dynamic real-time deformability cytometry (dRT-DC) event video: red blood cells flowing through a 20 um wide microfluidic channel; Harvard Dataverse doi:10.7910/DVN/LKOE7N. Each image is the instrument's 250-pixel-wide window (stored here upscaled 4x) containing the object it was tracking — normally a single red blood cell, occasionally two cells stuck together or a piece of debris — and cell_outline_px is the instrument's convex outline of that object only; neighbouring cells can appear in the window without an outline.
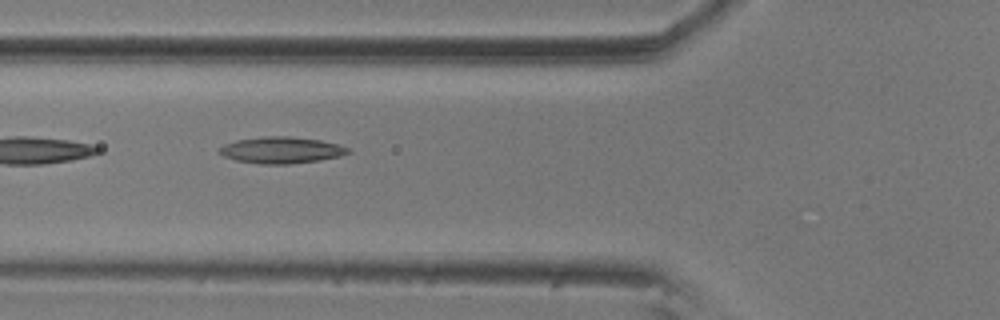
{"species": "common noctule bat (a hibernating species)", "species_latin": "Nyctalus noctula", "temperature_condition": "room temperature", "stored_images_in_passage": 24, "camera_frame_rate_fps": 3000, "um_per_image_px": 0.085, "animal": {"sex": "male", "body_mass_g": 20.5, "forearm_length_mm": 52.5}, "frame": {"image": 1, "passage_image": 4, "time_ms": 1.0, "image_size_px": [1000, 320], "cell_outline_px": [[352, 152], [340, 156], [316, 160], [288, 164], [260, 164], [236, 160], [224, 156], [216, 152], [224, 144], [236, 140], [264, 136], [288, 136], [320, 140], [336, 144], [348, 148]], "centroid_in_image_um": [23.87, 12.75], "position_along_channel_um": 101.9, "area_um2": 19.71}}
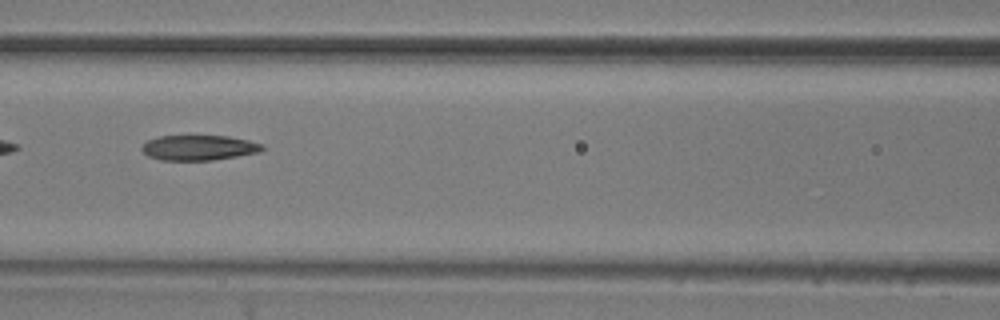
{"frame": {"image": 2, "passage_image": 8, "time_ms": 2.333, "image_size_px": [1000, 320], "cell_outline_px": [[264, 148], [260, 152], [212, 160], [160, 160], [148, 156], [140, 148], [148, 140], [160, 136], [228, 136], [248, 140], [264, 144]], "centroid_in_image_um": [16.91, 12.55], "position_along_channel_um": 149.7, "area_um2": 17.57}}
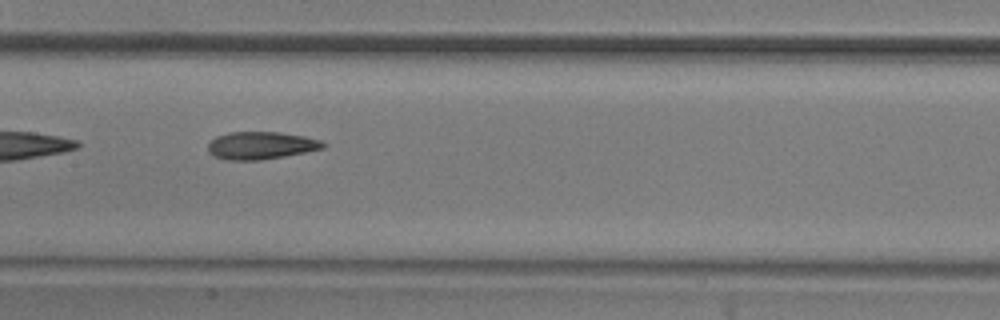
{"frame": {"image": 3, "passage_image": 11, "time_ms": 3.333, "image_size_px": [1000, 320], "cell_outline_px": [[328, 144], [324, 148], [304, 152], [260, 160], [228, 160], [216, 156], [208, 152], [208, 144], [216, 136], [228, 132], [280, 132], [304, 136], [320, 140]], "centroid_in_image_um": [22.18, 12.35], "position_along_channel_um": 185.2, "area_um2": 18.38}}